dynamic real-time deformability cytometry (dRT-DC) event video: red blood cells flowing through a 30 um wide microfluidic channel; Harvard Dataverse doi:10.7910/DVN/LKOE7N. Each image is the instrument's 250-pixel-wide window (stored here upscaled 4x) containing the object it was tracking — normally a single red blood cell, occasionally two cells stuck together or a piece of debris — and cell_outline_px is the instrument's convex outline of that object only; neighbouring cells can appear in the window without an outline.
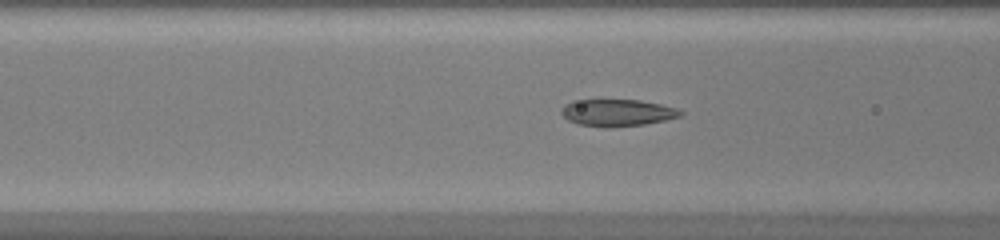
{"species": "common noctule bat (a hibernating species)", "species_latin": "Nyctalus noctula", "temperature_condition": "warm", "stored_images_in_passage": 38, "camera_frame_rate_fps": 3000, "um_per_image_px": 0.085, "animal": {"sex": "female", "body_mass_g": 20.0, "forearm_length_mm": 54.0}, "frame": {"image": 1, "passage_image": 7, "time_ms": 2.0, "image_size_px": [1000, 240], "cell_outline_px": [[684, 112], [680, 116], [664, 120], [644, 124], [608, 128], [604, 128], [580, 124], [568, 120], [560, 112], [560, 108], [564, 104], [572, 100], [640, 100], [660, 104], [676, 108]], "centroid_in_image_um": [52.43, 9.58], "position_along_channel_um": 114.2, "area_um2": 18.73}}
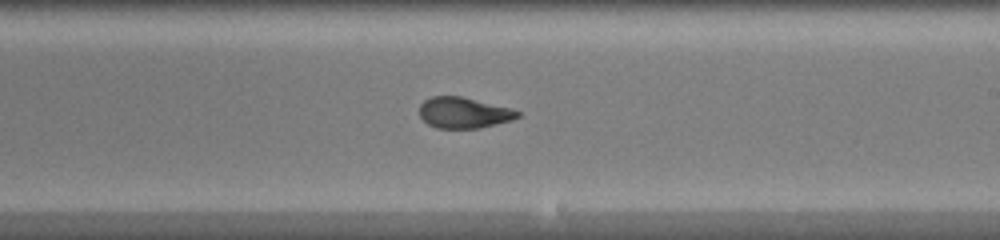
{"frame": {"image": 2, "passage_image": 17, "time_ms": 5.333, "image_size_px": [1000, 240], "cell_outline_px": [[520, 116], [512, 120], [480, 128], [436, 128], [428, 124], [420, 116], [420, 104], [424, 100], [432, 96], [460, 96], [512, 108], [520, 112]], "centroid_in_image_um": [39.43, 9.58], "position_along_channel_um": 249.6, "area_um2": 17.69}}
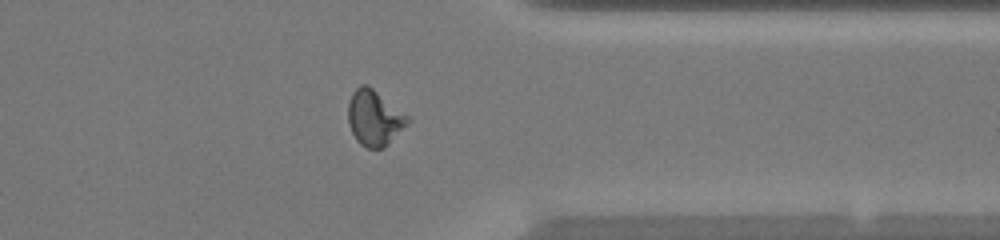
{"frame": {"image": 3, "passage_image": 27, "time_ms": 8.667, "image_size_px": [1000, 240], "cell_outline_px": [[412, 120], [384, 148], [368, 148], [360, 144], [356, 140], [352, 132], [348, 120], [348, 104], [352, 92], [360, 84], [368, 84], [408, 116]], "centroid_in_image_um": [31.82, 10.02], "position_along_channel_um": 379.6, "area_um2": 19.25}, "authors_computed_cell_mechanics": {"area_um2": 18.3515, "velocity_mm_per_s": 4.0638, "shape_relaxation_time_tau1_ms": 3.6619, "shape_relaxation_time_tau2_ms": 1.0101, "deformation_change_tau1": 0.1794, "deformation_change_tau2": 0.0788}}